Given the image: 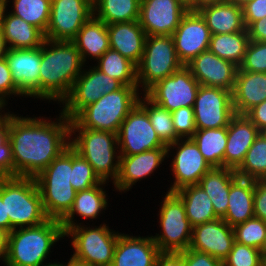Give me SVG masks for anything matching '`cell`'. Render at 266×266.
Masks as SVG:
<instances>
[{"label":"cell","instance_id":"cell-32","mask_svg":"<svg viewBox=\"0 0 266 266\" xmlns=\"http://www.w3.org/2000/svg\"><path fill=\"white\" fill-rule=\"evenodd\" d=\"M174 193L184 203L192 227L218 219L211 199L200 185L186 186Z\"/></svg>","mask_w":266,"mask_h":266},{"label":"cell","instance_id":"cell-64","mask_svg":"<svg viewBox=\"0 0 266 266\" xmlns=\"http://www.w3.org/2000/svg\"><path fill=\"white\" fill-rule=\"evenodd\" d=\"M91 5H94L98 0H87Z\"/></svg>","mask_w":266,"mask_h":266},{"label":"cell","instance_id":"cell-45","mask_svg":"<svg viewBox=\"0 0 266 266\" xmlns=\"http://www.w3.org/2000/svg\"><path fill=\"white\" fill-rule=\"evenodd\" d=\"M171 114L177 136L191 138L196 131L193 107H181Z\"/></svg>","mask_w":266,"mask_h":266},{"label":"cell","instance_id":"cell-33","mask_svg":"<svg viewBox=\"0 0 266 266\" xmlns=\"http://www.w3.org/2000/svg\"><path fill=\"white\" fill-rule=\"evenodd\" d=\"M102 184H105V181H101L96 186L76 193L72 208L60 221L64 231L77 225L72 221L75 213L86 219H92L96 218L103 208H106L107 199L105 192L100 187Z\"/></svg>","mask_w":266,"mask_h":266},{"label":"cell","instance_id":"cell-28","mask_svg":"<svg viewBox=\"0 0 266 266\" xmlns=\"http://www.w3.org/2000/svg\"><path fill=\"white\" fill-rule=\"evenodd\" d=\"M211 35L245 31L243 9L229 1L209 5L198 10Z\"/></svg>","mask_w":266,"mask_h":266},{"label":"cell","instance_id":"cell-31","mask_svg":"<svg viewBox=\"0 0 266 266\" xmlns=\"http://www.w3.org/2000/svg\"><path fill=\"white\" fill-rule=\"evenodd\" d=\"M83 63L86 55L99 59L109 48L107 24L92 15L72 40Z\"/></svg>","mask_w":266,"mask_h":266},{"label":"cell","instance_id":"cell-17","mask_svg":"<svg viewBox=\"0 0 266 266\" xmlns=\"http://www.w3.org/2000/svg\"><path fill=\"white\" fill-rule=\"evenodd\" d=\"M187 11L179 0H141L138 21L147 36L172 35Z\"/></svg>","mask_w":266,"mask_h":266},{"label":"cell","instance_id":"cell-62","mask_svg":"<svg viewBox=\"0 0 266 266\" xmlns=\"http://www.w3.org/2000/svg\"><path fill=\"white\" fill-rule=\"evenodd\" d=\"M259 250H260L261 256L266 255V237H265L264 242H263V244Z\"/></svg>","mask_w":266,"mask_h":266},{"label":"cell","instance_id":"cell-8","mask_svg":"<svg viewBox=\"0 0 266 266\" xmlns=\"http://www.w3.org/2000/svg\"><path fill=\"white\" fill-rule=\"evenodd\" d=\"M137 66V82L146 92L155 83L178 71L179 61L172 35L146 36L144 52Z\"/></svg>","mask_w":266,"mask_h":266},{"label":"cell","instance_id":"cell-29","mask_svg":"<svg viewBox=\"0 0 266 266\" xmlns=\"http://www.w3.org/2000/svg\"><path fill=\"white\" fill-rule=\"evenodd\" d=\"M255 180L237 177L232 183L228 209L222 218L231 227L254 217Z\"/></svg>","mask_w":266,"mask_h":266},{"label":"cell","instance_id":"cell-57","mask_svg":"<svg viewBox=\"0 0 266 266\" xmlns=\"http://www.w3.org/2000/svg\"><path fill=\"white\" fill-rule=\"evenodd\" d=\"M225 0H192V11H198L201 8L209 5H214Z\"/></svg>","mask_w":266,"mask_h":266},{"label":"cell","instance_id":"cell-50","mask_svg":"<svg viewBox=\"0 0 266 266\" xmlns=\"http://www.w3.org/2000/svg\"><path fill=\"white\" fill-rule=\"evenodd\" d=\"M0 177H13V158L9 140L0 147Z\"/></svg>","mask_w":266,"mask_h":266},{"label":"cell","instance_id":"cell-30","mask_svg":"<svg viewBox=\"0 0 266 266\" xmlns=\"http://www.w3.org/2000/svg\"><path fill=\"white\" fill-rule=\"evenodd\" d=\"M235 170L230 168H212L201 179L200 185L211 199L215 214L223 218L228 209L231 183L237 178Z\"/></svg>","mask_w":266,"mask_h":266},{"label":"cell","instance_id":"cell-56","mask_svg":"<svg viewBox=\"0 0 266 266\" xmlns=\"http://www.w3.org/2000/svg\"><path fill=\"white\" fill-rule=\"evenodd\" d=\"M8 232L0 228V258L5 259L7 253Z\"/></svg>","mask_w":266,"mask_h":266},{"label":"cell","instance_id":"cell-10","mask_svg":"<svg viewBox=\"0 0 266 266\" xmlns=\"http://www.w3.org/2000/svg\"><path fill=\"white\" fill-rule=\"evenodd\" d=\"M162 234L152 236L160 252H182L190 247L193 227L186 216L182 200L167 192L160 209Z\"/></svg>","mask_w":266,"mask_h":266},{"label":"cell","instance_id":"cell-13","mask_svg":"<svg viewBox=\"0 0 266 266\" xmlns=\"http://www.w3.org/2000/svg\"><path fill=\"white\" fill-rule=\"evenodd\" d=\"M93 12V5L87 0L53 1L45 39L72 41Z\"/></svg>","mask_w":266,"mask_h":266},{"label":"cell","instance_id":"cell-59","mask_svg":"<svg viewBox=\"0 0 266 266\" xmlns=\"http://www.w3.org/2000/svg\"><path fill=\"white\" fill-rule=\"evenodd\" d=\"M57 266H89L88 264L81 263L79 261L74 260L73 258H70V261L67 265L62 264H56Z\"/></svg>","mask_w":266,"mask_h":266},{"label":"cell","instance_id":"cell-5","mask_svg":"<svg viewBox=\"0 0 266 266\" xmlns=\"http://www.w3.org/2000/svg\"><path fill=\"white\" fill-rule=\"evenodd\" d=\"M138 86H122L84 107L73 119L70 128H87L118 134L121 123L139 101Z\"/></svg>","mask_w":266,"mask_h":266},{"label":"cell","instance_id":"cell-36","mask_svg":"<svg viewBox=\"0 0 266 266\" xmlns=\"http://www.w3.org/2000/svg\"><path fill=\"white\" fill-rule=\"evenodd\" d=\"M141 0H98L93 15L108 24L139 20ZM98 13H97V12Z\"/></svg>","mask_w":266,"mask_h":266},{"label":"cell","instance_id":"cell-19","mask_svg":"<svg viewBox=\"0 0 266 266\" xmlns=\"http://www.w3.org/2000/svg\"><path fill=\"white\" fill-rule=\"evenodd\" d=\"M199 82L208 87L233 91L238 67L232 62L219 58L209 49L200 53L185 65Z\"/></svg>","mask_w":266,"mask_h":266},{"label":"cell","instance_id":"cell-9","mask_svg":"<svg viewBox=\"0 0 266 266\" xmlns=\"http://www.w3.org/2000/svg\"><path fill=\"white\" fill-rule=\"evenodd\" d=\"M64 232L73 237L71 258L89 266H111L119 233L111 232L106 224L95 229L76 225Z\"/></svg>","mask_w":266,"mask_h":266},{"label":"cell","instance_id":"cell-49","mask_svg":"<svg viewBox=\"0 0 266 266\" xmlns=\"http://www.w3.org/2000/svg\"><path fill=\"white\" fill-rule=\"evenodd\" d=\"M254 217L266 221V179L255 181Z\"/></svg>","mask_w":266,"mask_h":266},{"label":"cell","instance_id":"cell-27","mask_svg":"<svg viewBox=\"0 0 266 266\" xmlns=\"http://www.w3.org/2000/svg\"><path fill=\"white\" fill-rule=\"evenodd\" d=\"M5 7L0 5V26L3 31L5 42L10 43L11 49H33L41 47L44 33L32 24L13 14L4 15Z\"/></svg>","mask_w":266,"mask_h":266},{"label":"cell","instance_id":"cell-43","mask_svg":"<svg viewBox=\"0 0 266 266\" xmlns=\"http://www.w3.org/2000/svg\"><path fill=\"white\" fill-rule=\"evenodd\" d=\"M260 250L234 242L228 256L223 260V266H261Z\"/></svg>","mask_w":266,"mask_h":266},{"label":"cell","instance_id":"cell-58","mask_svg":"<svg viewBox=\"0 0 266 266\" xmlns=\"http://www.w3.org/2000/svg\"><path fill=\"white\" fill-rule=\"evenodd\" d=\"M7 50H8V46L5 42L3 31H2V28L0 26V60L5 58V56L7 54Z\"/></svg>","mask_w":266,"mask_h":266},{"label":"cell","instance_id":"cell-47","mask_svg":"<svg viewBox=\"0 0 266 266\" xmlns=\"http://www.w3.org/2000/svg\"><path fill=\"white\" fill-rule=\"evenodd\" d=\"M184 266H223V261L188 248L184 251Z\"/></svg>","mask_w":266,"mask_h":266},{"label":"cell","instance_id":"cell-11","mask_svg":"<svg viewBox=\"0 0 266 266\" xmlns=\"http://www.w3.org/2000/svg\"><path fill=\"white\" fill-rule=\"evenodd\" d=\"M199 82L183 65L169 77L151 86L144 94L154 103L173 112L181 107H193Z\"/></svg>","mask_w":266,"mask_h":266},{"label":"cell","instance_id":"cell-25","mask_svg":"<svg viewBox=\"0 0 266 266\" xmlns=\"http://www.w3.org/2000/svg\"><path fill=\"white\" fill-rule=\"evenodd\" d=\"M109 45L136 65L144 52L146 33L138 20L107 25Z\"/></svg>","mask_w":266,"mask_h":266},{"label":"cell","instance_id":"cell-65","mask_svg":"<svg viewBox=\"0 0 266 266\" xmlns=\"http://www.w3.org/2000/svg\"><path fill=\"white\" fill-rule=\"evenodd\" d=\"M262 133L266 136V129H264V130L262 131Z\"/></svg>","mask_w":266,"mask_h":266},{"label":"cell","instance_id":"cell-46","mask_svg":"<svg viewBox=\"0 0 266 266\" xmlns=\"http://www.w3.org/2000/svg\"><path fill=\"white\" fill-rule=\"evenodd\" d=\"M9 94L22 95L15 85L5 58L0 60V108L4 107L5 97Z\"/></svg>","mask_w":266,"mask_h":266},{"label":"cell","instance_id":"cell-44","mask_svg":"<svg viewBox=\"0 0 266 266\" xmlns=\"http://www.w3.org/2000/svg\"><path fill=\"white\" fill-rule=\"evenodd\" d=\"M240 70L266 73V42L249 41Z\"/></svg>","mask_w":266,"mask_h":266},{"label":"cell","instance_id":"cell-23","mask_svg":"<svg viewBox=\"0 0 266 266\" xmlns=\"http://www.w3.org/2000/svg\"><path fill=\"white\" fill-rule=\"evenodd\" d=\"M159 253L152 237L119 234L111 266H155Z\"/></svg>","mask_w":266,"mask_h":266},{"label":"cell","instance_id":"cell-55","mask_svg":"<svg viewBox=\"0 0 266 266\" xmlns=\"http://www.w3.org/2000/svg\"><path fill=\"white\" fill-rule=\"evenodd\" d=\"M0 228L4 229L8 233L12 231V225L10 224L9 217H6L5 203H3L0 195Z\"/></svg>","mask_w":266,"mask_h":266},{"label":"cell","instance_id":"cell-35","mask_svg":"<svg viewBox=\"0 0 266 266\" xmlns=\"http://www.w3.org/2000/svg\"><path fill=\"white\" fill-rule=\"evenodd\" d=\"M249 41L247 29L241 32L211 35L209 50L219 58L232 62L239 67Z\"/></svg>","mask_w":266,"mask_h":266},{"label":"cell","instance_id":"cell-1","mask_svg":"<svg viewBox=\"0 0 266 266\" xmlns=\"http://www.w3.org/2000/svg\"><path fill=\"white\" fill-rule=\"evenodd\" d=\"M69 135L70 119L63 113L58 124L9 114L13 177L35 178L70 146Z\"/></svg>","mask_w":266,"mask_h":266},{"label":"cell","instance_id":"cell-22","mask_svg":"<svg viewBox=\"0 0 266 266\" xmlns=\"http://www.w3.org/2000/svg\"><path fill=\"white\" fill-rule=\"evenodd\" d=\"M261 131L246 115L235 114L227 126V144L224 167L236 170Z\"/></svg>","mask_w":266,"mask_h":266},{"label":"cell","instance_id":"cell-20","mask_svg":"<svg viewBox=\"0 0 266 266\" xmlns=\"http://www.w3.org/2000/svg\"><path fill=\"white\" fill-rule=\"evenodd\" d=\"M5 59L20 93L39 97L41 47L33 49L8 48Z\"/></svg>","mask_w":266,"mask_h":266},{"label":"cell","instance_id":"cell-26","mask_svg":"<svg viewBox=\"0 0 266 266\" xmlns=\"http://www.w3.org/2000/svg\"><path fill=\"white\" fill-rule=\"evenodd\" d=\"M266 100V73L237 69L232 91L235 114L245 115L251 108Z\"/></svg>","mask_w":266,"mask_h":266},{"label":"cell","instance_id":"cell-63","mask_svg":"<svg viewBox=\"0 0 266 266\" xmlns=\"http://www.w3.org/2000/svg\"><path fill=\"white\" fill-rule=\"evenodd\" d=\"M261 266H266V255L262 256V264Z\"/></svg>","mask_w":266,"mask_h":266},{"label":"cell","instance_id":"cell-15","mask_svg":"<svg viewBox=\"0 0 266 266\" xmlns=\"http://www.w3.org/2000/svg\"><path fill=\"white\" fill-rule=\"evenodd\" d=\"M123 84L111 78L96 67L77 77L69 95L63 100V114L73 119L84 107L96 102L100 97L119 90Z\"/></svg>","mask_w":266,"mask_h":266},{"label":"cell","instance_id":"cell-3","mask_svg":"<svg viewBox=\"0 0 266 266\" xmlns=\"http://www.w3.org/2000/svg\"><path fill=\"white\" fill-rule=\"evenodd\" d=\"M64 236L60 221L55 219H48L37 226L14 229L8 233L7 253L3 261L6 266H43L51 246Z\"/></svg>","mask_w":266,"mask_h":266},{"label":"cell","instance_id":"cell-41","mask_svg":"<svg viewBox=\"0 0 266 266\" xmlns=\"http://www.w3.org/2000/svg\"><path fill=\"white\" fill-rule=\"evenodd\" d=\"M235 241L260 249L266 237V221L252 217L233 227Z\"/></svg>","mask_w":266,"mask_h":266},{"label":"cell","instance_id":"cell-42","mask_svg":"<svg viewBox=\"0 0 266 266\" xmlns=\"http://www.w3.org/2000/svg\"><path fill=\"white\" fill-rule=\"evenodd\" d=\"M100 178L90 163L72 148V171L70 183L76 192L98 185Z\"/></svg>","mask_w":266,"mask_h":266},{"label":"cell","instance_id":"cell-2","mask_svg":"<svg viewBox=\"0 0 266 266\" xmlns=\"http://www.w3.org/2000/svg\"><path fill=\"white\" fill-rule=\"evenodd\" d=\"M48 45L50 49L46 48ZM83 64L80 52L72 41L45 39L41 46L39 98L62 102L82 73Z\"/></svg>","mask_w":266,"mask_h":266},{"label":"cell","instance_id":"cell-7","mask_svg":"<svg viewBox=\"0 0 266 266\" xmlns=\"http://www.w3.org/2000/svg\"><path fill=\"white\" fill-rule=\"evenodd\" d=\"M75 130H78L79 136L72 142L70 140V146L90 163L101 181L106 182L110 176L115 182L120 169V156L113 163L116 157L115 145H118L117 134L87 128H70V136Z\"/></svg>","mask_w":266,"mask_h":266},{"label":"cell","instance_id":"cell-6","mask_svg":"<svg viewBox=\"0 0 266 266\" xmlns=\"http://www.w3.org/2000/svg\"><path fill=\"white\" fill-rule=\"evenodd\" d=\"M0 195L12 230L37 226L49 219L33 177H0Z\"/></svg>","mask_w":266,"mask_h":266},{"label":"cell","instance_id":"cell-34","mask_svg":"<svg viewBox=\"0 0 266 266\" xmlns=\"http://www.w3.org/2000/svg\"><path fill=\"white\" fill-rule=\"evenodd\" d=\"M191 139L212 168L224 167L227 127L196 130Z\"/></svg>","mask_w":266,"mask_h":266},{"label":"cell","instance_id":"cell-16","mask_svg":"<svg viewBox=\"0 0 266 266\" xmlns=\"http://www.w3.org/2000/svg\"><path fill=\"white\" fill-rule=\"evenodd\" d=\"M179 61L186 65L200 53L209 49L211 33L198 11L188 10L172 34Z\"/></svg>","mask_w":266,"mask_h":266},{"label":"cell","instance_id":"cell-12","mask_svg":"<svg viewBox=\"0 0 266 266\" xmlns=\"http://www.w3.org/2000/svg\"><path fill=\"white\" fill-rule=\"evenodd\" d=\"M193 111L196 130L227 127L235 115L232 91L200 85Z\"/></svg>","mask_w":266,"mask_h":266},{"label":"cell","instance_id":"cell-4","mask_svg":"<svg viewBox=\"0 0 266 266\" xmlns=\"http://www.w3.org/2000/svg\"><path fill=\"white\" fill-rule=\"evenodd\" d=\"M71 171L72 147L69 146L35 177L49 219L61 221L73 206L77 192L70 183Z\"/></svg>","mask_w":266,"mask_h":266},{"label":"cell","instance_id":"cell-60","mask_svg":"<svg viewBox=\"0 0 266 266\" xmlns=\"http://www.w3.org/2000/svg\"><path fill=\"white\" fill-rule=\"evenodd\" d=\"M226 1L232 2L233 4H236L242 7L243 5H245L247 2L251 0H226Z\"/></svg>","mask_w":266,"mask_h":266},{"label":"cell","instance_id":"cell-54","mask_svg":"<svg viewBox=\"0 0 266 266\" xmlns=\"http://www.w3.org/2000/svg\"><path fill=\"white\" fill-rule=\"evenodd\" d=\"M9 114L0 115V147L8 140Z\"/></svg>","mask_w":266,"mask_h":266},{"label":"cell","instance_id":"cell-38","mask_svg":"<svg viewBox=\"0 0 266 266\" xmlns=\"http://www.w3.org/2000/svg\"><path fill=\"white\" fill-rule=\"evenodd\" d=\"M238 177L266 179V136L261 132L247 151L242 164L235 170Z\"/></svg>","mask_w":266,"mask_h":266},{"label":"cell","instance_id":"cell-21","mask_svg":"<svg viewBox=\"0 0 266 266\" xmlns=\"http://www.w3.org/2000/svg\"><path fill=\"white\" fill-rule=\"evenodd\" d=\"M235 242L233 227L222 218L193 227L189 249L224 260Z\"/></svg>","mask_w":266,"mask_h":266},{"label":"cell","instance_id":"cell-18","mask_svg":"<svg viewBox=\"0 0 266 266\" xmlns=\"http://www.w3.org/2000/svg\"><path fill=\"white\" fill-rule=\"evenodd\" d=\"M180 140L167 145V151L170 148L178 146V151L172 162V170L175 175V182L168 192L174 193L186 186L197 185L200 179L212 167L207 163L206 159L200 153L198 146L191 138H187L185 142L178 143ZM181 145V146H180Z\"/></svg>","mask_w":266,"mask_h":266},{"label":"cell","instance_id":"cell-61","mask_svg":"<svg viewBox=\"0 0 266 266\" xmlns=\"http://www.w3.org/2000/svg\"><path fill=\"white\" fill-rule=\"evenodd\" d=\"M182 4H184L188 10L192 11V0H179Z\"/></svg>","mask_w":266,"mask_h":266},{"label":"cell","instance_id":"cell-40","mask_svg":"<svg viewBox=\"0 0 266 266\" xmlns=\"http://www.w3.org/2000/svg\"><path fill=\"white\" fill-rule=\"evenodd\" d=\"M14 10L11 14L22 18L29 24L39 28L44 34L46 32L49 18L51 2L49 0H13ZM8 1L2 4L5 8Z\"/></svg>","mask_w":266,"mask_h":266},{"label":"cell","instance_id":"cell-14","mask_svg":"<svg viewBox=\"0 0 266 266\" xmlns=\"http://www.w3.org/2000/svg\"><path fill=\"white\" fill-rule=\"evenodd\" d=\"M119 156H128L153 150L167 148L157 136L151 125L147 112L137 103L121 123L117 134Z\"/></svg>","mask_w":266,"mask_h":266},{"label":"cell","instance_id":"cell-24","mask_svg":"<svg viewBox=\"0 0 266 266\" xmlns=\"http://www.w3.org/2000/svg\"><path fill=\"white\" fill-rule=\"evenodd\" d=\"M167 148H156L138 154L120 156V169L116 189H130L139 179L151 174L167 156Z\"/></svg>","mask_w":266,"mask_h":266},{"label":"cell","instance_id":"cell-48","mask_svg":"<svg viewBox=\"0 0 266 266\" xmlns=\"http://www.w3.org/2000/svg\"><path fill=\"white\" fill-rule=\"evenodd\" d=\"M246 29L257 20L266 17V0H251L242 6Z\"/></svg>","mask_w":266,"mask_h":266},{"label":"cell","instance_id":"cell-66","mask_svg":"<svg viewBox=\"0 0 266 266\" xmlns=\"http://www.w3.org/2000/svg\"><path fill=\"white\" fill-rule=\"evenodd\" d=\"M5 0H0V5H2L4 3Z\"/></svg>","mask_w":266,"mask_h":266},{"label":"cell","instance_id":"cell-53","mask_svg":"<svg viewBox=\"0 0 266 266\" xmlns=\"http://www.w3.org/2000/svg\"><path fill=\"white\" fill-rule=\"evenodd\" d=\"M247 31L251 41L266 42V17L254 21Z\"/></svg>","mask_w":266,"mask_h":266},{"label":"cell","instance_id":"cell-39","mask_svg":"<svg viewBox=\"0 0 266 266\" xmlns=\"http://www.w3.org/2000/svg\"><path fill=\"white\" fill-rule=\"evenodd\" d=\"M143 99L139 98L138 104L147 112L151 125L160 140L166 146L181 140L176 134L171 112L151 101L146 95ZM145 103L151 106L148 107Z\"/></svg>","mask_w":266,"mask_h":266},{"label":"cell","instance_id":"cell-51","mask_svg":"<svg viewBox=\"0 0 266 266\" xmlns=\"http://www.w3.org/2000/svg\"><path fill=\"white\" fill-rule=\"evenodd\" d=\"M245 115L262 132L266 129V100L251 108Z\"/></svg>","mask_w":266,"mask_h":266},{"label":"cell","instance_id":"cell-52","mask_svg":"<svg viewBox=\"0 0 266 266\" xmlns=\"http://www.w3.org/2000/svg\"><path fill=\"white\" fill-rule=\"evenodd\" d=\"M155 266H184V251L160 252L157 256Z\"/></svg>","mask_w":266,"mask_h":266},{"label":"cell","instance_id":"cell-37","mask_svg":"<svg viewBox=\"0 0 266 266\" xmlns=\"http://www.w3.org/2000/svg\"><path fill=\"white\" fill-rule=\"evenodd\" d=\"M98 60L96 68L101 72L117 79L124 86H139L136 64L118 51L109 48Z\"/></svg>","mask_w":266,"mask_h":266}]
</instances>
